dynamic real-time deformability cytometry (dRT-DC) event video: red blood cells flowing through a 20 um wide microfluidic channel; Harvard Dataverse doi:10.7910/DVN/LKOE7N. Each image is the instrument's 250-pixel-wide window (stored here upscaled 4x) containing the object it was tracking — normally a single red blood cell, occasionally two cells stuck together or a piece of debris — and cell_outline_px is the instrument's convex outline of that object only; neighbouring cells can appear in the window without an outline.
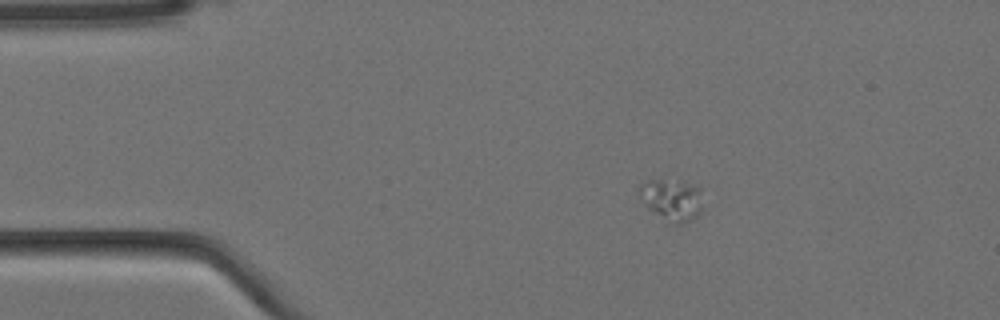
{"species": "Egyptian fruit bat (a non-hibernating species)", "species_latin": "Rousettus aegyptiacus", "temperature_condition": "cold", "stored_images_in_passage": 3, "camera_frame_rate_fps": 3000, "um_per_image_px": 0.085, "animal": {"sex": "female"}, "frame": {"image": 1, "passage_image": 1, "time_ms": 0.0, "image_size_px": [1000, 320], "cell_outline_px": [[700, 212], [696, 216], [680, 224], [664, 224], [644, 204], [640, 188], [640, 184], [648, 180], [680, 180], [700, 188]], "centroid_in_image_um": [57.08, 17.01], "position_along_channel_um": 27.9, "area_um2": 15.37}}